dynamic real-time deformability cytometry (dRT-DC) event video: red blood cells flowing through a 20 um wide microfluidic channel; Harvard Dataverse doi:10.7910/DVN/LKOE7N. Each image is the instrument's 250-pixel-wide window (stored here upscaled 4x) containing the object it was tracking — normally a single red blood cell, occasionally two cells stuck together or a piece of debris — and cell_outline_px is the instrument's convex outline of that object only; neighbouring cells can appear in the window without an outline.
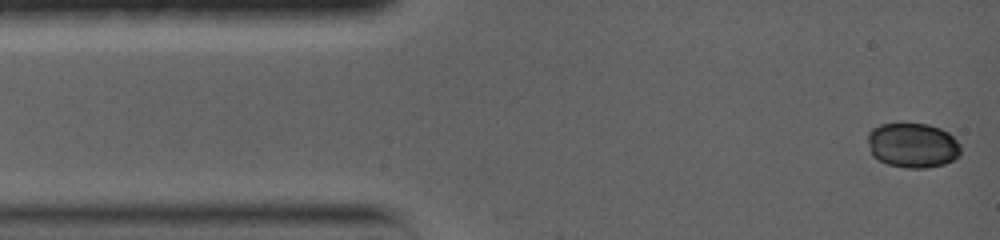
{"species": "common noctule bat (a hibernating species)", "species_latin": "Nyctalus noctula", "temperature_condition": "warm", "stored_images_in_passage": 5, "camera_frame_rate_fps": 5000, "um_per_image_px": 0.085, "animal": {"sex": "female", "body_mass_g": 19.0, "forearm_length_mm": 56.7}, "frame": {"image": 1, "passage_image": 1, "time_ms": 0.0, "image_size_px": [1000, 240], "cell_outline_px": [[960, 156], [944, 164], [928, 168], [904, 168], [888, 164], [872, 156], [868, 140], [868, 132], [872, 128], [880, 124], [900, 120], [928, 124], [940, 128], [948, 132], [960, 144]], "centroid_in_image_um": [77.56, 12.3], "position_along_channel_um": 7.4, "area_um2": 25.03}}